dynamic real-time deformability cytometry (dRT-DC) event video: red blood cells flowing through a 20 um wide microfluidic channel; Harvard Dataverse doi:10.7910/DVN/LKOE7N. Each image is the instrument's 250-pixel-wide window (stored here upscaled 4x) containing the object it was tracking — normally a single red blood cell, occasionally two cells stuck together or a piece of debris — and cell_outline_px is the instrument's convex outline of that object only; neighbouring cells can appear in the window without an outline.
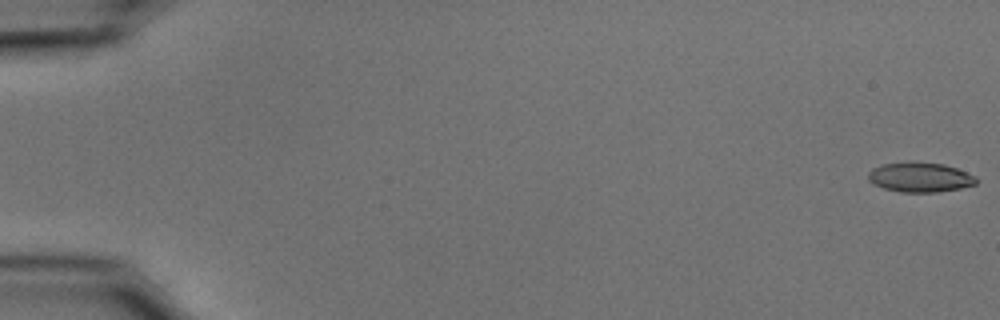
{"species": "common noctule bat (a hibernating species)", "species_latin": "Nyctalus noctula", "temperature_condition": "cold", "stored_images_in_passage": 12, "camera_frame_rate_fps": 3000, "um_per_image_px": 0.085, "animal": {"sex": "male", "body_mass_g": 15.6}, "frame": {"image": 1, "passage_image": 1, "time_ms": 0.0, "image_size_px": [1000, 320], "cell_outline_px": [[976, 184], [960, 188], [936, 192], [900, 192], [884, 188], [872, 184], [868, 180], [868, 172], [872, 168], [884, 164], [944, 164], [956, 168], [976, 176]], "centroid_in_image_um": [78.19, 15.1], "position_along_channel_um": 6.8, "area_um2": 18.09}}